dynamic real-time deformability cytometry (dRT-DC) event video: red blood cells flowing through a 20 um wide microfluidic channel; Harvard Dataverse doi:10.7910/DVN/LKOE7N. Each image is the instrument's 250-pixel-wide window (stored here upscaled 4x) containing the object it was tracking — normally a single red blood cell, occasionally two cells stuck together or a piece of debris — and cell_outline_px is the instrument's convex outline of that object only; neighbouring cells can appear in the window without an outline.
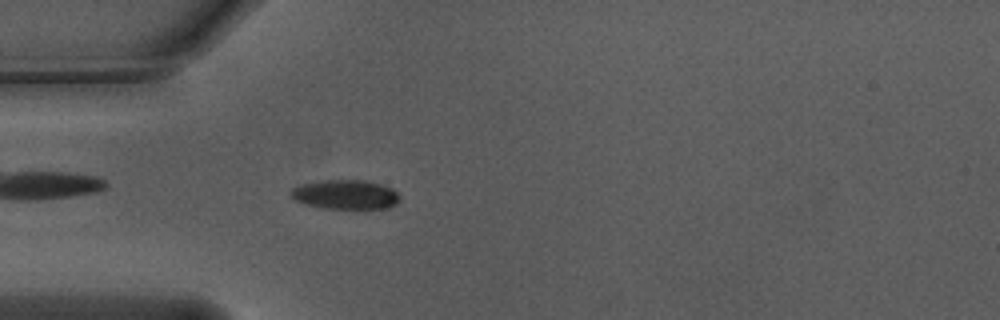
{"species": "Egyptian fruit bat (a non-hibernating species)", "species_latin": "Rousettus aegyptiacus", "temperature_condition": "warm", "stored_images_in_passage": 44, "camera_frame_rate_fps": 3000, "um_per_image_px": 0.085, "animal": {"sex": "male"}, "frame": {"image": 1, "passage_image": 5, "time_ms": 1.333, "image_size_px": [1000, 320], "cell_outline_px": [[400, 200], [396, 204], [384, 208], [324, 208], [304, 204], [296, 200], [292, 196], [292, 188], [304, 184], [328, 180], [364, 180], [380, 184], [392, 188], [400, 196]], "centroid_in_image_um": [29.4, 16.54], "position_along_channel_um": 55.6, "area_um2": 18.26}}
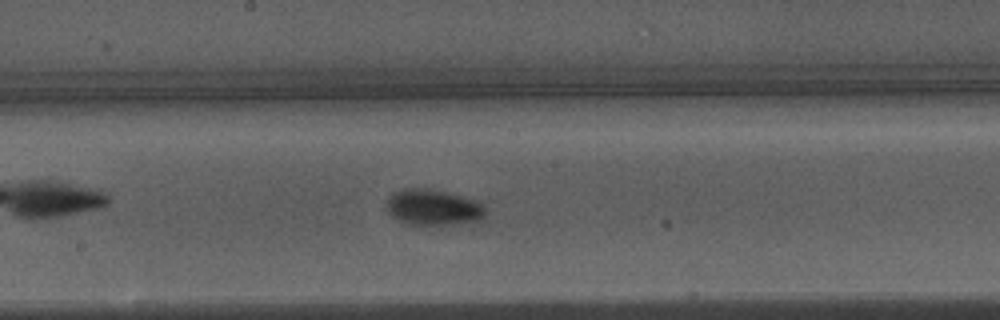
{"frame": {"image": 2, "passage_image": 18, "time_ms": 5.667, "image_size_px": [1000, 320], "cell_outline_px": [[484, 216], [480, 220], [440, 224], [408, 224], [400, 220], [388, 208], [388, 200], [396, 192], [404, 188], [428, 188], [444, 192], [472, 200], [480, 204], [484, 208]], "centroid_in_image_um": [36.82, 17.61], "position_along_channel_um": 211.4, "area_um2": 19.48}}
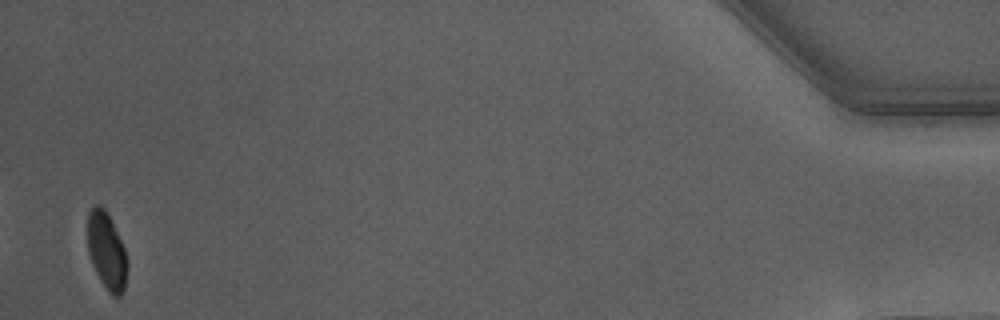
{"frame": {"image": 3, "passage_image": 43, "time_ms": 14.0, "image_size_px": [1000, 320], "cell_outline_px": [[128, 268], [124, 288], [120, 296], [112, 296], [108, 292], [100, 280], [92, 264], [88, 252], [88, 212], [96, 204], [100, 204], [104, 208], [124, 248], [128, 264]], "centroid_in_image_um": [9.06, 21.37], "position_along_channel_um": 426.1, "area_um2": 17.57}, "authors_computed_cell_mechanics": {"area_um2": 19.1896, "velocity_mm_per_s": 3.7236, "shape_relaxation_time_tau1_ms": 2.3155, "shape_relaxation_time_tau2_ms": 0.9663, "deformation_change_tau1": 0.1299, "deformation_change_tau2": 0.0444}}